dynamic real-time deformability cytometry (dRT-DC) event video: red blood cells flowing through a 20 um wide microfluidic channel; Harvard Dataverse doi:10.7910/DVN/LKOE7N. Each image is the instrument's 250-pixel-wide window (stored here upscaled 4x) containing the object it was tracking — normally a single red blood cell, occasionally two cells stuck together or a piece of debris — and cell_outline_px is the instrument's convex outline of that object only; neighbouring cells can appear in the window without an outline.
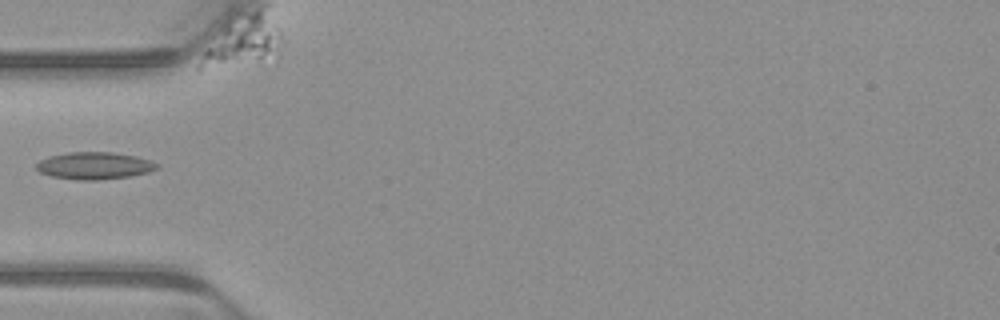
{"species": "common noctule bat (a hibernating species)", "species_latin": "Nyctalus noctula", "temperature_condition": "warm", "stored_images_in_passage": 10, "camera_frame_rate_fps": 3000, "um_per_image_px": 0.085, "animal": {"sex": "male", "body_mass_g": 23.1, "forearm_length_mm": 52.7}, "frame": {"image": 1, "passage_image": 5, "time_ms": 1.333, "image_size_px": [1000, 320], "cell_outline_px": [[160, 168], [148, 172], [132, 176], [100, 180], [76, 180], [52, 176], [40, 172], [36, 168], [36, 164], [40, 160], [48, 156], [68, 152], [112, 152], [136, 156], [160, 164]], "centroid_in_image_um": [8.04, 14.08], "position_along_channel_um": 77.0, "area_um2": 19.25}}
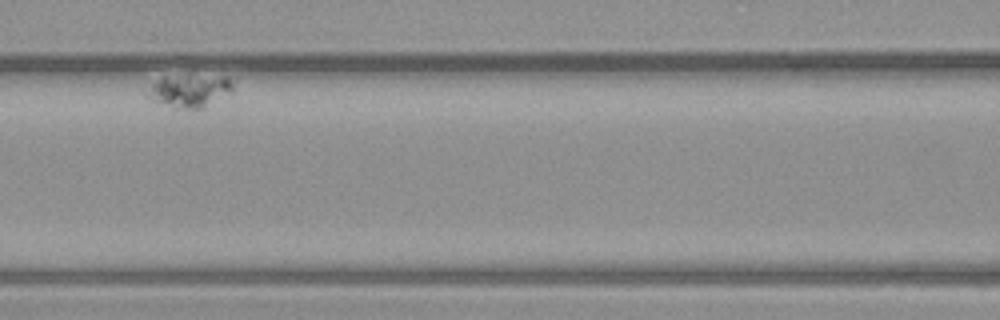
{"frame": {"image": 2, "passage_image": 9, "time_ms": 2.667, "image_size_px": [1000, 320], "cell_outline_px": [[232, 92], [204, 108], [172, 108], [152, 100], [144, 96], [152, 84], [164, 76], [228, 76], [232, 84]], "centroid_in_image_um": [16.1, 7.73], "position_along_channel_um": 150.5, "area_um2": 16.3}}